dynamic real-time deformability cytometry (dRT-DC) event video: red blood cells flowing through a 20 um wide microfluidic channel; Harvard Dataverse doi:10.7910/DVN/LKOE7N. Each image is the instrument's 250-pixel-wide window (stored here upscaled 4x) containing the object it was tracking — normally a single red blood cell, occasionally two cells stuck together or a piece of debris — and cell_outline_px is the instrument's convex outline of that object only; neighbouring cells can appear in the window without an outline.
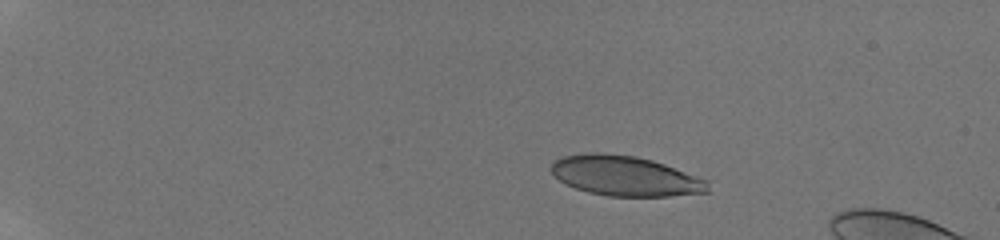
{"species": "human", "species_latin": "Homo sapiens", "temperature_condition": "room temperature", "stored_images_in_passage": 45, "camera_frame_rate_fps": 3000, "um_per_image_px": 0.085, "donor": {"sex": "male"}, "frame": {"image": 1, "passage_image": 1, "time_ms": 0.0, "image_size_px": [1000, 240], "cell_outline_px": [[708, 192], [668, 196], [608, 196], [588, 192], [564, 184], [548, 168], [552, 160], [564, 156], [588, 152], [596, 152], [636, 156], [652, 160], [664, 164], [708, 180]], "centroid_in_image_um": [53.09, 14.94], "position_along_channel_um": 31.9, "area_um2": 36.59}}
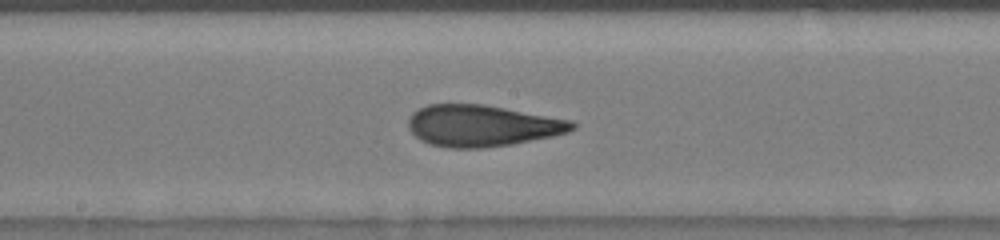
{"frame": {"image": 2, "passage_image": 23, "time_ms": 7.333, "image_size_px": [1000, 240], "cell_outline_px": [[576, 128], [568, 132], [552, 136], [512, 144], [484, 148], [452, 148], [428, 144], [420, 140], [408, 128], [408, 120], [412, 112], [428, 104], [484, 104], [572, 120], [576, 124]], "centroid_in_image_um": [40.97, 10.68], "position_along_channel_um": 207.2, "area_um2": 39.71}}
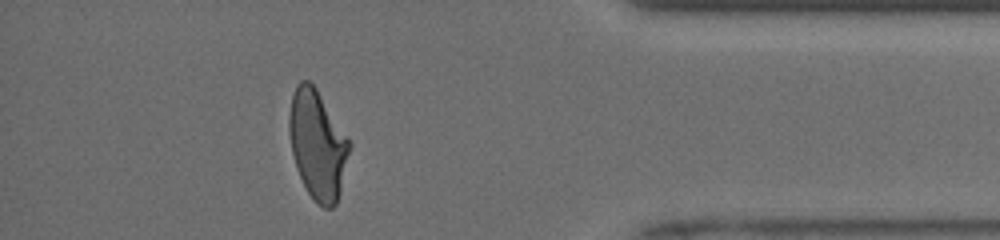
{"frame": {"image": 3, "passage_image": 40, "time_ms": 13.0, "image_size_px": [1000, 240], "cell_outline_px": [[352, 144], [340, 192], [336, 204], [332, 208], [324, 208], [308, 192], [296, 168], [292, 152], [288, 128], [288, 116], [292, 96], [296, 84], [300, 80], [308, 80], [316, 88], [352, 140]], "centroid_in_image_um": [27.01, 12.26], "position_along_channel_um": 408.2, "area_um2": 38.49}, "authors_computed_cell_mechanics": {"area_um2": 38.437, "velocity_mm_per_s": 3.9571, "shape_relaxation_time_tau1_ms": null, "shape_relaxation_time_tau2_ms": 1.1463, "deformation_change_tau1": null, "deformation_change_tau2": 0.0882}}